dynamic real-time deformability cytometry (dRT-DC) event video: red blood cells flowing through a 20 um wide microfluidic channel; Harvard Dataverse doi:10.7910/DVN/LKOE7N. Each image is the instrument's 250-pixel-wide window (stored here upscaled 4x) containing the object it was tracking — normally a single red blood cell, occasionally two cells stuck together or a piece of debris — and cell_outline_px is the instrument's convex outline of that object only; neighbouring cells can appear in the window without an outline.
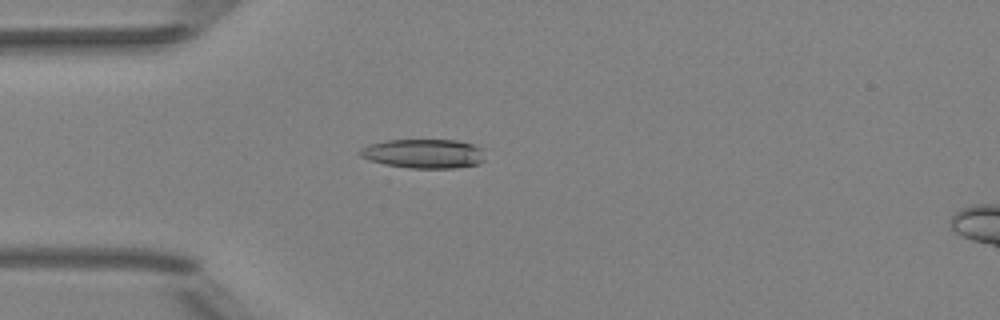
{"species": "Egyptian fruit bat (a non-hibernating species)", "species_latin": "Rousettus aegyptiacus", "temperature_condition": "room temperature", "stored_images_in_passage": 30, "camera_frame_rate_fps": 3000, "um_per_image_px": 0.085, "animal": {"sex": "female"}, "frame": {"image": 1, "passage_image": 2, "time_ms": 0.333, "image_size_px": [1000, 320], "cell_outline_px": [[484, 160], [480, 164], [456, 168], [408, 168], [384, 164], [368, 160], [360, 156], [356, 152], [360, 148], [368, 144], [388, 140], [456, 140], [472, 144], [484, 148]], "centroid_in_image_um": [36.01, 13.06], "position_along_channel_um": 49.0, "area_um2": 21.68}}
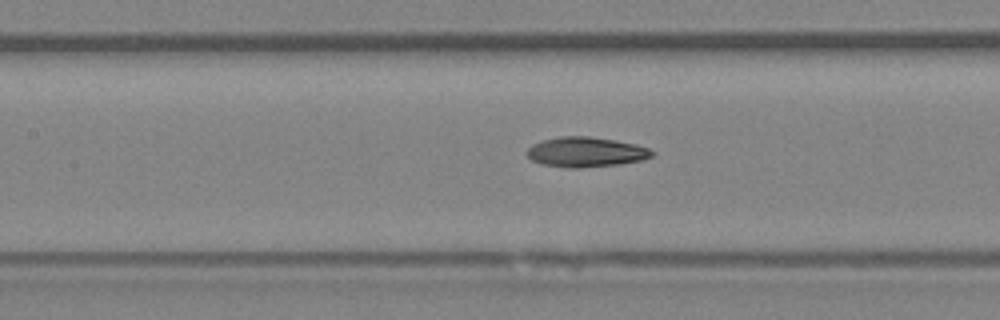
{"frame": {"image": 2, "passage_image": 11, "time_ms": 3.333, "image_size_px": [1000, 320], "cell_outline_px": [[656, 152], [652, 156], [640, 160], [620, 164], [580, 168], [568, 168], [540, 164], [532, 160], [524, 152], [532, 144], [540, 140], [560, 136], [588, 136], [616, 140], [636, 144], [648, 148]], "centroid_in_image_um": [49.76, 12.92], "position_along_channel_um": 157.6, "area_um2": 22.08}}
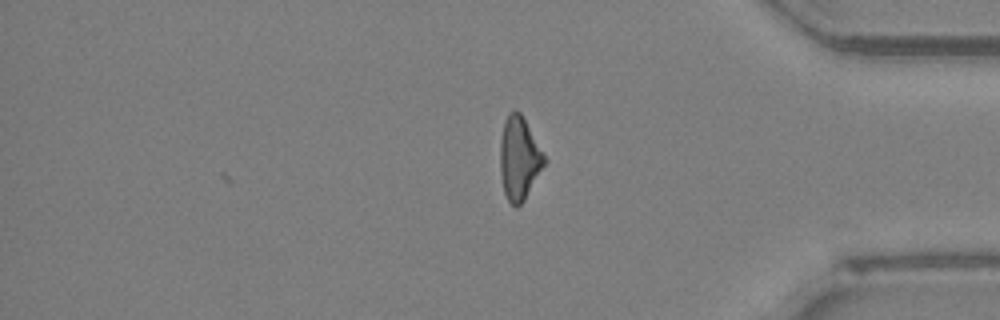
{"frame": {"image": 3, "passage_image": 30, "time_ms": 9.667, "image_size_px": [1000, 320], "cell_outline_px": [[548, 160], [524, 200], [516, 208], [508, 200], [504, 192], [500, 172], [500, 140], [504, 120], [508, 112], [520, 112]], "centroid_in_image_um": [44.13, 13.46], "position_along_channel_um": 391.1, "area_um2": 21.39}, "authors_computed_cell_mechanics": {"area_um2": 21.4149, "velocity_mm_per_s": 4.0545, "shape_relaxation_time_tau1_ms": 10.4628, "shape_relaxation_time_tau2_ms": 4.9115, "deformation_change_tau1": 0.2303, "deformation_change_tau2": 0.1285}}